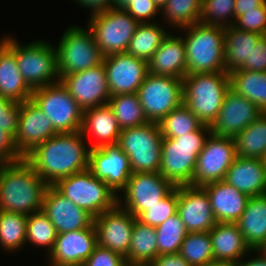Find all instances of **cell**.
<instances>
[{"mask_svg": "<svg viewBox=\"0 0 266 266\" xmlns=\"http://www.w3.org/2000/svg\"><path fill=\"white\" fill-rule=\"evenodd\" d=\"M233 26L240 30L266 35V3L241 15Z\"/></svg>", "mask_w": 266, "mask_h": 266, "instance_id": "cell-45", "label": "cell"}, {"mask_svg": "<svg viewBox=\"0 0 266 266\" xmlns=\"http://www.w3.org/2000/svg\"><path fill=\"white\" fill-rule=\"evenodd\" d=\"M125 258L121 255L97 245L82 266H124Z\"/></svg>", "mask_w": 266, "mask_h": 266, "instance_id": "cell-48", "label": "cell"}, {"mask_svg": "<svg viewBox=\"0 0 266 266\" xmlns=\"http://www.w3.org/2000/svg\"><path fill=\"white\" fill-rule=\"evenodd\" d=\"M124 11L139 23H150L151 19L161 12V9L153 0H133Z\"/></svg>", "mask_w": 266, "mask_h": 266, "instance_id": "cell-47", "label": "cell"}, {"mask_svg": "<svg viewBox=\"0 0 266 266\" xmlns=\"http://www.w3.org/2000/svg\"><path fill=\"white\" fill-rule=\"evenodd\" d=\"M168 34L169 32L157 22L140 23L126 52L148 62Z\"/></svg>", "mask_w": 266, "mask_h": 266, "instance_id": "cell-34", "label": "cell"}, {"mask_svg": "<svg viewBox=\"0 0 266 266\" xmlns=\"http://www.w3.org/2000/svg\"><path fill=\"white\" fill-rule=\"evenodd\" d=\"M229 89L228 72L186 75L183 78V104L203 124L211 126Z\"/></svg>", "mask_w": 266, "mask_h": 266, "instance_id": "cell-5", "label": "cell"}, {"mask_svg": "<svg viewBox=\"0 0 266 266\" xmlns=\"http://www.w3.org/2000/svg\"><path fill=\"white\" fill-rule=\"evenodd\" d=\"M254 252H259L258 256L248 259H241L239 261L240 266H266V249L254 250ZM244 260V261H242Z\"/></svg>", "mask_w": 266, "mask_h": 266, "instance_id": "cell-54", "label": "cell"}, {"mask_svg": "<svg viewBox=\"0 0 266 266\" xmlns=\"http://www.w3.org/2000/svg\"><path fill=\"white\" fill-rule=\"evenodd\" d=\"M57 51L58 72L64 75L87 70L103 63L104 56L96 44L92 30L78 25L65 29Z\"/></svg>", "mask_w": 266, "mask_h": 266, "instance_id": "cell-8", "label": "cell"}, {"mask_svg": "<svg viewBox=\"0 0 266 266\" xmlns=\"http://www.w3.org/2000/svg\"><path fill=\"white\" fill-rule=\"evenodd\" d=\"M117 144L128 156L133 173L159 172L162 135L158 123L122 129Z\"/></svg>", "mask_w": 266, "mask_h": 266, "instance_id": "cell-7", "label": "cell"}, {"mask_svg": "<svg viewBox=\"0 0 266 266\" xmlns=\"http://www.w3.org/2000/svg\"><path fill=\"white\" fill-rule=\"evenodd\" d=\"M0 96L17 103L30 100L32 90L20 74L15 56V39L8 35L0 49Z\"/></svg>", "mask_w": 266, "mask_h": 266, "instance_id": "cell-26", "label": "cell"}, {"mask_svg": "<svg viewBox=\"0 0 266 266\" xmlns=\"http://www.w3.org/2000/svg\"><path fill=\"white\" fill-rule=\"evenodd\" d=\"M263 3V0H235V21L247 11L256 10Z\"/></svg>", "mask_w": 266, "mask_h": 266, "instance_id": "cell-53", "label": "cell"}, {"mask_svg": "<svg viewBox=\"0 0 266 266\" xmlns=\"http://www.w3.org/2000/svg\"><path fill=\"white\" fill-rule=\"evenodd\" d=\"M87 23L104 57L126 52L140 24L126 11L113 8L91 15Z\"/></svg>", "mask_w": 266, "mask_h": 266, "instance_id": "cell-11", "label": "cell"}, {"mask_svg": "<svg viewBox=\"0 0 266 266\" xmlns=\"http://www.w3.org/2000/svg\"><path fill=\"white\" fill-rule=\"evenodd\" d=\"M162 138H174L198 130L203 123L182 104L173 109L159 123Z\"/></svg>", "mask_w": 266, "mask_h": 266, "instance_id": "cell-39", "label": "cell"}, {"mask_svg": "<svg viewBox=\"0 0 266 266\" xmlns=\"http://www.w3.org/2000/svg\"><path fill=\"white\" fill-rule=\"evenodd\" d=\"M147 63L148 73L183 79L187 75L183 38L169 33Z\"/></svg>", "mask_w": 266, "mask_h": 266, "instance_id": "cell-27", "label": "cell"}, {"mask_svg": "<svg viewBox=\"0 0 266 266\" xmlns=\"http://www.w3.org/2000/svg\"><path fill=\"white\" fill-rule=\"evenodd\" d=\"M42 212L55 226L57 234L89 228L94 218L61 194L53 185H48L42 203Z\"/></svg>", "mask_w": 266, "mask_h": 266, "instance_id": "cell-21", "label": "cell"}, {"mask_svg": "<svg viewBox=\"0 0 266 266\" xmlns=\"http://www.w3.org/2000/svg\"><path fill=\"white\" fill-rule=\"evenodd\" d=\"M179 254L191 266H206L214 260L212 241L208 232H189L184 238Z\"/></svg>", "mask_w": 266, "mask_h": 266, "instance_id": "cell-40", "label": "cell"}, {"mask_svg": "<svg viewBox=\"0 0 266 266\" xmlns=\"http://www.w3.org/2000/svg\"><path fill=\"white\" fill-rule=\"evenodd\" d=\"M157 256V231L155 227L136 219L133 225L130 249L125 258L126 262L151 264Z\"/></svg>", "mask_w": 266, "mask_h": 266, "instance_id": "cell-33", "label": "cell"}, {"mask_svg": "<svg viewBox=\"0 0 266 266\" xmlns=\"http://www.w3.org/2000/svg\"><path fill=\"white\" fill-rule=\"evenodd\" d=\"M200 12L201 0H167L161 8L163 20L168 23L169 27L173 26L172 29L179 30L199 23Z\"/></svg>", "mask_w": 266, "mask_h": 266, "instance_id": "cell-38", "label": "cell"}, {"mask_svg": "<svg viewBox=\"0 0 266 266\" xmlns=\"http://www.w3.org/2000/svg\"><path fill=\"white\" fill-rule=\"evenodd\" d=\"M58 134L49 118L32 99L20 103L19 122L14 143L24 158L36 146Z\"/></svg>", "mask_w": 266, "mask_h": 266, "instance_id": "cell-20", "label": "cell"}, {"mask_svg": "<svg viewBox=\"0 0 266 266\" xmlns=\"http://www.w3.org/2000/svg\"><path fill=\"white\" fill-rule=\"evenodd\" d=\"M206 266H240L239 261L213 260Z\"/></svg>", "mask_w": 266, "mask_h": 266, "instance_id": "cell-55", "label": "cell"}, {"mask_svg": "<svg viewBox=\"0 0 266 266\" xmlns=\"http://www.w3.org/2000/svg\"><path fill=\"white\" fill-rule=\"evenodd\" d=\"M122 129L148 123L137 93L111 96L107 102Z\"/></svg>", "mask_w": 266, "mask_h": 266, "instance_id": "cell-36", "label": "cell"}, {"mask_svg": "<svg viewBox=\"0 0 266 266\" xmlns=\"http://www.w3.org/2000/svg\"><path fill=\"white\" fill-rule=\"evenodd\" d=\"M50 265L49 266H67V265H56V264H53V263H49Z\"/></svg>", "mask_w": 266, "mask_h": 266, "instance_id": "cell-60", "label": "cell"}, {"mask_svg": "<svg viewBox=\"0 0 266 266\" xmlns=\"http://www.w3.org/2000/svg\"><path fill=\"white\" fill-rule=\"evenodd\" d=\"M23 159L18 153L14 139L0 127V164L13 163Z\"/></svg>", "mask_w": 266, "mask_h": 266, "instance_id": "cell-50", "label": "cell"}, {"mask_svg": "<svg viewBox=\"0 0 266 266\" xmlns=\"http://www.w3.org/2000/svg\"><path fill=\"white\" fill-rule=\"evenodd\" d=\"M136 218L116 204L94 218L97 245L126 258L130 249L133 225Z\"/></svg>", "mask_w": 266, "mask_h": 266, "instance_id": "cell-15", "label": "cell"}, {"mask_svg": "<svg viewBox=\"0 0 266 266\" xmlns=\"http://www.w3.org/2000/svg\"><path fill=\"white\" fill-rule=\"evenodd\" d=\"M5 45V37L0 39V49Z\"/></svg>", "mask_w": 266, "mask_h": 266, "instance_id": "cell-59", "label": "cell"}, {"mask_svg": "<svg viewBox=\"0 0 266 266\" xmlns=\"http://www.w3.org/2000/svg\"><path fill=\"white\" fill-rule=\"evenodd\" d=\"M60 82L83 110L106 105L111 97L103 63L87 70L64 75L60 78Z\"/></svg>", "mask_w": 266, "mask_h": 266, "instance_id": "cell-17", "label": "cell"}, {"mask_svg": "<svg viewBox=\"0 0 266 266\" xmlns=\"http://www.w3.org/2000/svg\"><path fill=\"white\" fill-rule=\"evenodd\" d=\"M15 56L20 74L32 91L60 82L57 51L49 42L22 45L15 39Z\"/></svg>", "mask_w": 266, "mask_h": 266, "instance_id": "cell-9", "label": "cell"}, {"mask_svg": "<svg viewBox=\"0 0 266 266\" xmlns=\"http://www.w3.org/2000/svg\"><path fill=\"white\" fill-rule=\"evenodd\" d=\"M151 266H191L179 253L158 255Z\"/></svg>", "mask_w": 266, "mask_h": 266, "instance_id": "cell-51", "label": "cell"}, {"mask_svg": "<svg viewBox=\"0 0 266 266\" xmlns=\"http://www.w3.org/2000/svg\"><path fill=\"white\" fill-rule=\"evenodd\" d=\"M124 266H151L150 263H130L126 262Z\"/></svg>", "mask_w": 266, "mask_h": 266, "instance_id": "cell-57", "label": "cell"}, {"mask_svg": "<svg viewBox=\"0 0 266 266\" xmlns=\"http://www.w3.org/2000/svg\"><path fill=\"white\" fill-rule=\"evenodd\" d=\"M153 1L159 6L160 9L167 3V0H153Z\"/></svg>", "mask_w": 266, "mask_h": 266, "instance_id": "cell-58", "label": "cell"}, {"mask_svg": "<svg viewBox=\"0 0 266 266\" xmlns=\"http://www.w3.org/2000/svg\"><path fill=\"white\" fill-rule=\"evenodd\" d=\"M236 223L251 250L266 249V194L249 197Z\"/></svg>", "mask_w": 266, "mask_h": 266, "instance_id": "cell-30", "label": "cell"}, {"mask_svg": "<svg viewBox=\"0 0 266 266\" xmlns=\"http://www.w3.org/2000/svg\"><path fill=\"white\" fill-rule=\"evenodd\" d=\"M224 181L249 197L266 194V162L263 159L236 156Z\"/></svg>", "mask_w": 266, "mask_h": 266, "instance_id": "cell-24", "label": "cell"}, {"mask_svg": "<svg viewBox=\"0 0 266 266\" xmlns=\"http://www.w3.org/2000/svg\"><path fill=\"white\" fill-rule=\"evenodd\" d=\"M88 169L116 195L125 187L133 173L128 156L117 143L90 149Z\"/></svg>", "mask_w": 266, "mask_h": 266, "instance_id": "cell-16", "label": "cell"}, {"mask_svg": "<svg viewBox=\"0 0 266 266\" xmlns=\"http://www.w3.org/2000/svg\"><path fill=\"white\" fill-rule=\"evenodd\" d=\"M97 246V234L92 224L89 228L57 234L49 263L82 266Z\"/></svg>", "mask_w": 266, "mask_h": 266, "instance_id": "cell-22", "label": "cell"}, {"mask_svg": "<svg viewBox=\"0 0 266 266\" xmlns=\"http://www.w3.org/2000/svg\"><path fill=\"white\" fill-rule=\"evenodd\" d=\"M236 156L266 158V113L240 131L235 137Z\"/></svg>", "mask_w": 266, "mask_h": 266, "instance_id": "cell-35", "label": "cell"}, {"mask_svg": "<svg viewBox=\"0 0 266 266\" xmlns=\"http://www.w3.org/2000/svg\"><path fill=\"white\" fill-rule=\"evenodd\" d=\"M230 89L253 102L266 113V71H243L235 69L229 73Z\"/></svg>", "mask_w": 266, "mask_h": 266, "instance_id": "cell-32", "label": "cell"}, {"mask_svg": "<svg viewBox=\"0 0 266 266\" xmlns=\"http://www.w3.org/2000/svg\"><path fill=\"white\" fill-rule=\"evenodd\" d=\"M178 211V186H175L159 203L150 206L136 219L152 227L161 225Z\"/></svg>", "mask_w": 266, "mask_h": 266, "instance_id": "cell-44", "label": "cell"}, {"mask_svg": "<svg viewBox=\"0 0 266 266\" xmlns=\"http://www.w3.org/2000/svg\"><path fill=\"white\" fill-rule=\"evenodd\" d=\"M209 233L214 260L240 261L254 252L244 241L237 223L217 222Z\"/></svg>", "mask_w": 266, "mask_h": 266, "instance_id": "cell-29", "label": "cell"}, {"mask_svg": "<svg viewBox=\"0 0 266 266\" xmlns=\"http://www.w3.org/2000/svg\"><path fill=\"white\" fill-rule=\"evenodd\" d=\"M210 126L174 138H162L159 173L174 186L191 185L199 153L204 148Z\"/></svg>", "mask_w": 266, "mask_h": 266, "instance_id": "cell-3", "label": "cell"}, {"mask_svg": "<svg viewBox=\"0 0 266 266\" xmlns=\"http://www.w3.org/2000/svg\"><path fill=\"white\" fill-rule=\"evenodd\" d=\"M57 231L48 217L41 211L27 216L26 243L36 247H44L47 254L52 250L56 241ZM29 241V242H28Z\"/></svg>", "mask_w": 266, "mask_h": 266, "instance_id": "cell-42", "label": "cell"}, {"mask_svg": "<svg viewBox=\"0 0 266 266\" xmlns=\"http://www.w3.org/2000/svg\"><path fill=\"white\" fill-rule=\"evenodd\" d=\"M133 0H112L113 9L124 10Z\"/></svg>", "mask_w": 266, "mask_h": 266, "instance_id": "cell-56", "label": "cell"}, {"mask_svg": "<svg viewBox=\"0 0 266 266\" xmlns=\"http://www.w3.org/2000/svg\"><path fill=\"white\" fill-rule=\"evenodd\" d=\"M137 95L148 121L159 123L183 104V79L148 73Z\"/></svg>", "mask_w": 266, "mask_h": 266, "instance_id": "cell-12", "label": "cell"}, {"mask_svg": "<svg viewBox=\"0 0 266 266\" xmlns=\"http://www.w3.org/2000/svg\"><path fill=\"white\" fill-rule=\"evenodd\" d=\"M178 214L188 232H208L217 223L202 187L178 186Z\"/></svg>", "mask_w": 266, "mask_h": 266, "instance_id": "cell-23", "label": "cell"}, {"mask_svg": "<svg viewBox=\"0 0 266 266\" xmlns=\"http://www.w3.org/2000/svg\"><path fill=\"white\" fill-rule=\"evenodd\" d=\"M81 131L56 134L40 143L24 159L48 184L88 169L89 148Z\"/></svg>", "mask_w": 266, "mask_h": 266, "instance_id": "cell-1", "label": "cell"}, {"mask_svg": "<svg viewBox=\"0 0 266 266\" xmlns=\"http://www.w3.org/2000/svg\"><path fill=\"white\" fill-rule=\"evenodd\" d=\"M199 23L222 27L233 26L235 0H202Z\"/></svg>", "mask_w": 266, "mask_h": 266, "instance_id": "cell-43", "label": "cell"}, {"mask_svg": "<svg viewBox=\"0 0 266 266\" xmlns=\"http://www.w3.org/2000/svg\"><path fill=\"white\" fill-rule=\"evenodd\" d=\"M85 9H90L91 15L112 9V0H73Z\"/></svg>", "mask_w": 266, "mask_h": 266, "instance_id": "cell-52", "label": "cell"}, {"mask_svg": "<svg viewBox=\"0 0 266 266\" xmlns=\"http://www.w3.org/2000/svg\"><path fill=\"white\" fill-rule=\"evenodd\" d=\"M53 186L93 218L117 204L114 191L89 169L64 177Z\"/></svg>", "mask_w": 266, "mask_h": 266, "instance_id": "cell-6", "label": "cell"}, {"mask_svg": "<svg viewBox=\"0 0 266 266\" xmlns=\"http://www.w3.org/2000/svg\"><path fill=\"white\" fill-rule=\"evenodd\" d=\"M19 111L20 103L0 96V127L13 139L18 129Z\"/></svg>", "mask_w": 266, "mask_h": 266, "instance_id": "cell-46", "label": "cell"}, {"mask_svg": "<svg viewBox=\"0 0 266 266\" xmlns=\"http://www.w3.org/2000/svg\"><path fill=\"white\" fill-rule=\"evenodd\" d=\"M174 187L159 172L132 173L121 190L124 196L117 195V204L137 218L159 203Z\"/></svg>", "mask_w": 266, "mask_h": 266, "instance_id": "cell-13", "label": "cell"}, {"mask_svg": "<svg viewBox=\"0 0 266 266\" xmlns=\"http://www.w3.org/2000/svg\"><path fill=\"white\" fill-rule=\"evenodd\" d=\"M31 99L58 134L81 131L84 110L61 82L33 90Z\"/></svg>", "mask_w": 266, "mask_h": 266, "instance_id": "cell-10", "label": "cell"}, {"mask_svg": "<svg viewBox=\"0 0 266 266\" xmlns=\"http://www.w3.org/2000/svg\"><path fill=\"white\" fill-rule=\"evenodd\" d=\"M263 112L250 100L229 89L216 120L210 126L216 136L235 137Z\"/></svg>", "mask_w": 266, "mask_h": 266, "instance_id": "cell-19", "label": "cell"}, {"mask_svg": "<svg viewBox=\"0 0 266 266\" xmlns=\"http://www.w3.org/2000/svg\"><path fill=\"white\" fill-rule=\"evenodd\" d=\"M120 132L121 128L108 104L84 110L81 133L85 138L87 135L95 138L89 149L117 143Z\"/></svg>", "mask_w": 266, "mask_h": 266, "instance_id": "cell-28", "label": "cell"}, {"mask_svg": "<svg viewBox=\"0 0 266 266\" xmlns=\"http://www.w3.org/2000/svg\"><path fill=\"white\" fill-rule=\"evenodd\" d=\"M238 70L266 71V35H262L249 53V61H245Z\"/></svg>", "mask_w": 266, "mask_h": 266, "instance_id": "cell-49", "label": "cell"}, {"mask_svg": "<svg viewBox=\"0 0 266 266\" xmlns=\"http://www.w3.org/2000/svg\"><path fill=\"white\" fill-rule=\"evenodd\" d=\"M235 158L234 138L211 133L198 155L192 186L203 187L212 182L223 181Z\"/></svg>", "mask_w": 266, "mask_h": 266, "instance_id": "cell-14", "label": "cell"}, {"mask_svg": "<svg viewBox=\"0 0 266 266\" xmlns=\"http://www.w3.org/2000/svg\"><path fill=\"white\" fill-rule=\"evenodd\" d=\"M182 29L187 75L225 72V27L196 23Z\"/></svg>", "mask_w": 266, "mask_h": 266, "instance_id": "cell-4", "label": "cell"}, {"mask_svg": "<svg viewBox=\"0 0 266 266\" xmlns=\"http://www.w3.org/2000/svg\"><path fill=\"white\" fill-rule=\"evenodd\" d=\"M48 184L23 158L0 164V210L30 215L41 211Z\"/></svg>", "mask_w": 266, "mask_h": 266, "instance_id": "cell-2", "label": "cell"}, {"mask_svg": "<svg viewBox=\"0 0 266 266\" xmlns=\"http://www.w3.org/2000/svg\"><path fill=\"white\" fill-rule=\"evenodd\" d=\"M155 229L157 231L158 255L179 253L182 242L189 233L178 212Z\"/></svg>", "mask_w": 266, "mask_h": 266, "instance_id": "cell-41", "label": "cell"}, {"mask_svg": "<svg viewBox=\"0 0 266 266\" xmlns=\"http://www.w3.org/2000/svg\"><path fill=\"white\" fill-rule=\"evenodd\" d=\"M208 194L216 222L236 223L246 209L249 196L224 180L202 187Z\"/></svg>", "mask_w": 266, "mask_h": 266, "instance_id": "cell-25", "label": "cell"}, {"mask_svg": "<svg viewBox=\"0 0 266 266\" xmlns=\"http://www.w3.org/2000/svg\"><path fill=\"white\" fill-rule=\"evenodd\" d=\"M261 34L225 27L224 63L225 72L238 69L245 61H249V53L256 45Z\"/></svg>", "mask_w": 266, "mask_h": 266, "instance_id": "cell-31", "label": "cell"}, {"mask_svg": "<svg viewBox=\"0 0 266 266\" xmlns=\"http://www.w3.org/2000/svg\"><path fill=\"white\" fill-rule=\"evenodd\" d=\"M103 64L111 96L137 93L148 75V63L127 52L105 56Z\"/></svg>", "mask_w": 266, "mask_h": 266, "instance_id": "cell-18", "label": "cell"}, {"mask_svg": "<svg viewBox=\"0 0 266 266\" xmlns=\"http://www.w3.org/2000/svg\"><path fill=\"white\" fill-rule=\"evenodd\" d=\"M27 216L0 210V246L13 252L26 244Z\"/></svg>", "mask_w": 266, "mask_h": 266, "instance_id": "cell-37", "label": "cell"}]
</instances>
